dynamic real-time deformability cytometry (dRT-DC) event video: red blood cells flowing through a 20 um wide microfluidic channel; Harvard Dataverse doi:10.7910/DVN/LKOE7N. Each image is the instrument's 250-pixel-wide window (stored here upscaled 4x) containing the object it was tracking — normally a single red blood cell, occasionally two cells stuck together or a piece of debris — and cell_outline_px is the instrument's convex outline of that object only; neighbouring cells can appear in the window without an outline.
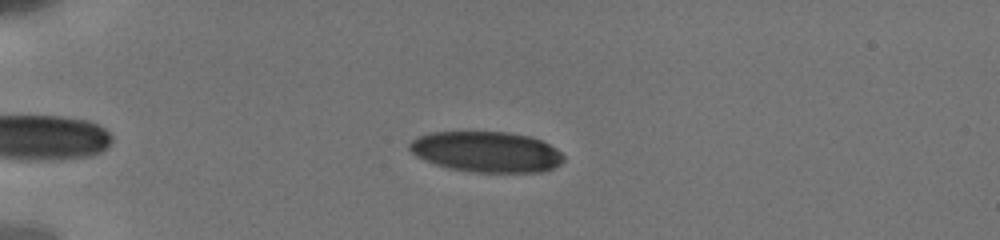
{"species": "human", "species_latin": "Homo sapiens", "temperature_condition": "cold", "stored_images_in_passage": 14, "camera_frame_rate_fps": 3000, "um_per_image_px": 0.085, "donor": {"sex": "male"}, "frame": {"image": 1, "passage_image": 10, "time_ms": 1.333, "image_size_px": [1000, 240], "cell_outline_px": [[564, 160], [560, 164], [552, 168], [540, 172], [472, 172], [448, 168], [424, 160], [416, 156], [408, 148], [408, 144], [416, 136], [428, 132], [508, 132], [532, 136], [556, 148], [564, 156]], "centroid_in_image_um": [41.33, 12.9], "position_along_channel_um": 43.7, "area_um2": 36.7}}